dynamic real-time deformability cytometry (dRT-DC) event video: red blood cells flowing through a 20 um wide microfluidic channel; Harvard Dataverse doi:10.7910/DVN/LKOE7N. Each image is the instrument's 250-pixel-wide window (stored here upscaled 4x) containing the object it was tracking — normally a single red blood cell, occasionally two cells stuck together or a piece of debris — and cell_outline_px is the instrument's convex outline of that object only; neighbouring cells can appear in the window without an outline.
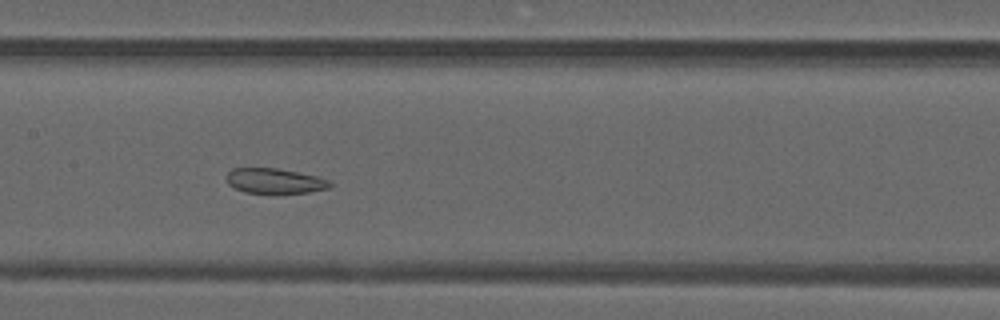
{"species": "common noctule bat (a hibernating species)", "species_latin": "Nyctalus noctula", "temperature_condition": "warm", "stored_images_in_passage": 46, "camera_frame_rate_fps": 3000, "um_per_image_px": 0.085, "animal": {"sex": "male", "forearm_length_mm": 52.5}, "frame": {"image": 1, "passage_image": 21, "time_ms": 6.667, "image_size_px": [1000, 320], "cell_outline_px": [[332, 184], [328, 188], [308, 192], [272, 196], [244, 192], [228, 184], [228, 172], [232, 168], [276, 168], [316, 176], [328, 180]], "centroid_in_image_um": [23.34, 15.42], "position_along_channel_um": 184.1, "area_um2": 15.55}}
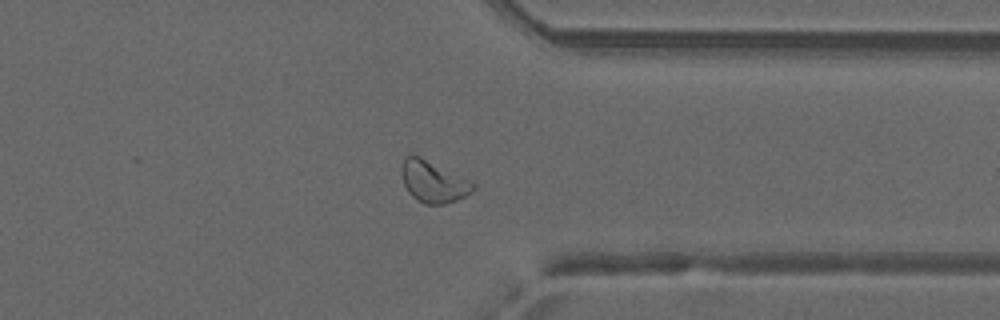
{"frame": {"image": 2, "passage_image": 35, "time_ms": 11.333, "image_size_px": [1000, 320], "cell_outline_px": [[476, 188], [472, 192], [456, 200], [444, 204], [424, 204], [412, 196], [408, 192], [404, 184], [400, 172], [400, 168], [404, 160], [408, 156], [420, 156], [476, 184]], "centroid_in_image_um": [36.81, 15.46], "position_along_channel_um": 374.6, "area_um2": 17.05}}
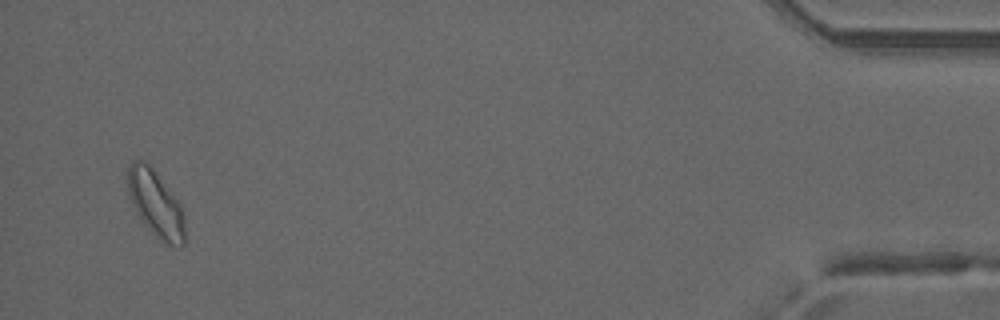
{"frame": {"image": 3, "passage_image": 44, "time_ms": 14.333, "image_size_px": [1000, 320], "cell_outline_px": [[184, 244], [168, 244], [152, 232], [144, 224], [136, 212], [132, 204], [128, 192], [128, 168], [132, 160], [144, 160], [152, 168], [180, 204], [184, 212]], "centroid_in_image_um": [13.21, 17.29], "position_along_channel_um": 422.0, "area_um2": 21.5}, "authors_computed_cell_mechanics": {"area_um2": 18.1203, "velocity_mm_per_s": 4.1512, "shape_relaxation_time_tau1_ms": null, "shape_relaxation_time_tau2_ms": 1.6634, "deformation_change_tau1": null, "deformation_change_tau2": 0.068}}